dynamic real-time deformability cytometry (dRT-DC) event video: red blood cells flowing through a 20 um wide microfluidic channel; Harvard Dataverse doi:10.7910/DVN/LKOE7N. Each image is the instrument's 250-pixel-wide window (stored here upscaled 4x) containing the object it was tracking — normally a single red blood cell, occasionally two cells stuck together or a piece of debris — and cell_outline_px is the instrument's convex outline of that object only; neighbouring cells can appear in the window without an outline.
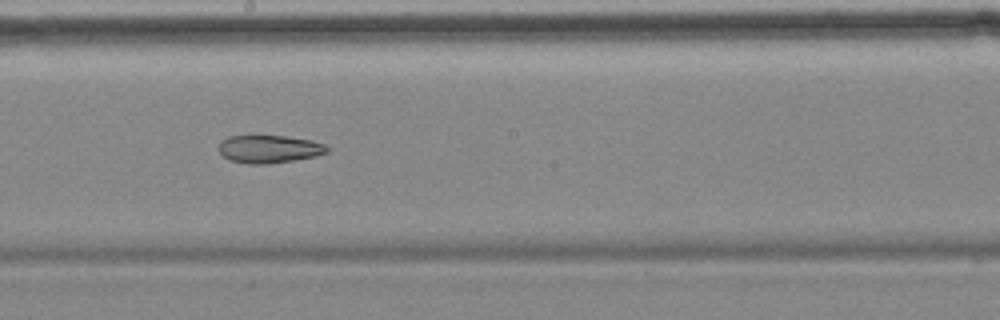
{"species": "common noctule bat (a hibernating species)", "species_latin": "Nyctalus noctula", "temperature_condition": "cold", "stored_images_in_passage": 10, "camera_frame_rate_fps": 3000, "um_per_image_px": 0.085, "animal": {"sex": "female", "body_mass_g": 18.4}, "frame": {"image": 1, "passage_image": 9, "time_ms": 9.333, "image_size_px": [1000, 320], "cell_outline_px": [[328, 152], [316, 156], [268, 164], [248, 164], [228, 160], [216, 148], [220, 140], [228, 136], [284, 136], [312, 140], [324, 144], [328, 148]], "centroid_in_image_um": [22.82, 12.67], "position_along_channel_um": 225.4, "area_um2": 17.69}}
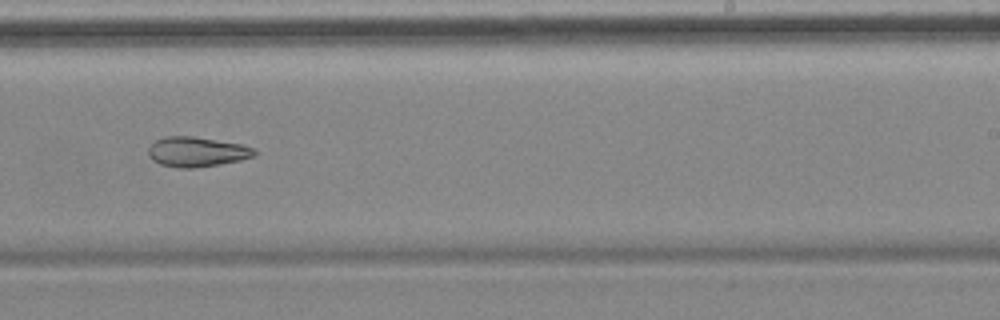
{"frame": {"image": 2, "passage_image": 10, "time_ms": 10.667, "image_size_px": [1000, 320], "cell_outline_px": [[256, 156], [240, 160], [196, 168], [176, 168], [160, 164], [152, 160], [148, 156], [148, 148], [156, 140], [164, 136], [192, 136], [240, 144], [256, 148]], "centroid_in_image_um": [16.71, 12.91], "position_along_channel_um": 272.3, "area_um2": 18.55}}